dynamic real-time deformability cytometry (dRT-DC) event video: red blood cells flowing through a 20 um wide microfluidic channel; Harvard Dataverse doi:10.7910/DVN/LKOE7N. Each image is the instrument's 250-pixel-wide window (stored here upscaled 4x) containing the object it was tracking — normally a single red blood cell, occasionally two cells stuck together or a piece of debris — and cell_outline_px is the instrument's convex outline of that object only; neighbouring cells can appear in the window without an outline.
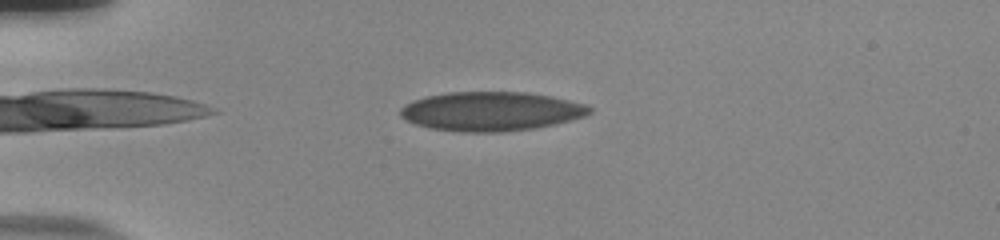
{"species": "human", "species_latin": "Homo sapiens", "temperature_condition": "room temperature", "stored_images_in_passage": 48, "camera_frame_rate_fps": 3000, "um_per_image_px": 0.085, "donor": {"sex": "male"}, "frame": {"image": 1, "passage_image": 7, "time_ms": 2.0, "image_size_px": [1000, 240], "cell_outline_px": [[592, 112], [584, 116], [556, 124], [536, 128], [504, 132], [460, 132], [428, 128], [404, 120], [400, 116], [400, 108], [404, 104], [412, 100], [428, 96], [448, 92], [528, 92], [552, 96], [588, 104], [592, 108]], "centroid_in_image_um": [41.74, 9.46], "position_along_channel_um": 43.3, "area_um2": 43.64}}
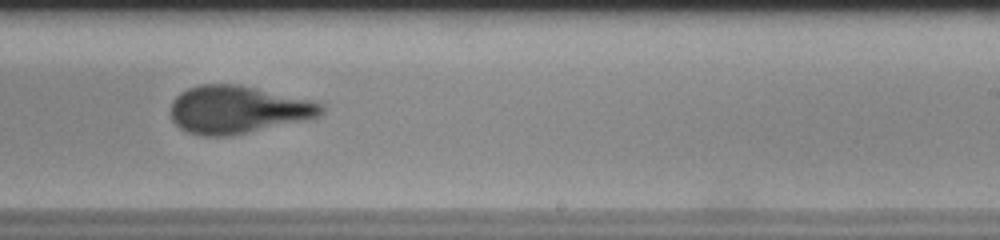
{"frame": {"image": 2, "passage_image": 28, "time_ms": 9.0, "image_size_px": [1000, 240], "cell_outline_px": [[324, 112], [308, 120], [228, 136], [204, 136], [188, 132], [180, 128], [172, 120], [172, 100], [180, 92], [188, 88], [200, 84], [236, 84], [316, 100], [324, 104]], "centroid_in_image_um": [20.25, 9.31], "position_along_channel_um": 268.8, "area_um2": 42.02}}
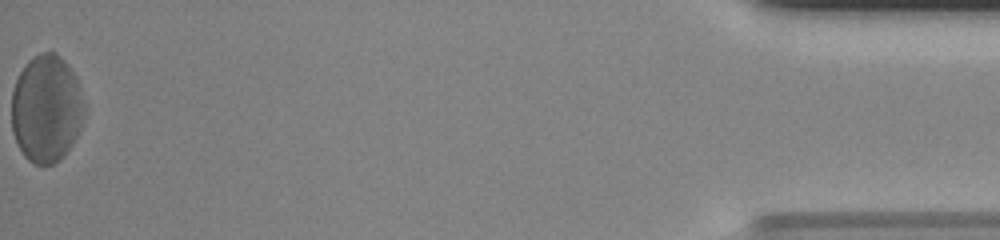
{"frame": {"image": 3, "passage_image": 48, "time_ms": 15.667, "image_size_px": [1000, 240], "cell_outline_px": [[84, 116], [80, 128], [72, 144], [60, 160], [52, 164], [32, 164], [24, 156], [12, 132], [12, 88], [24, 64], [28, 60], [40, 52], [56, 52], [68, 64], [76, 76], [80, 84], [84, 104]], "centroid_in_image_um": [3.95, 9.21], "position_along_channel_um": 431.3, "area_um2": 46.01}, "authors_computed_cell_mechanics": {"area_um2": 42.8587, "velocity_mm_per_s": 3.7369, "shape_relaxation_time_tau1_ms": 6.2269, "shape_relaxation_time_tau2_ms": 0.6917, "deformation_change_tau1": 0.1968, "deformation_change_tau2": 0.0669}}